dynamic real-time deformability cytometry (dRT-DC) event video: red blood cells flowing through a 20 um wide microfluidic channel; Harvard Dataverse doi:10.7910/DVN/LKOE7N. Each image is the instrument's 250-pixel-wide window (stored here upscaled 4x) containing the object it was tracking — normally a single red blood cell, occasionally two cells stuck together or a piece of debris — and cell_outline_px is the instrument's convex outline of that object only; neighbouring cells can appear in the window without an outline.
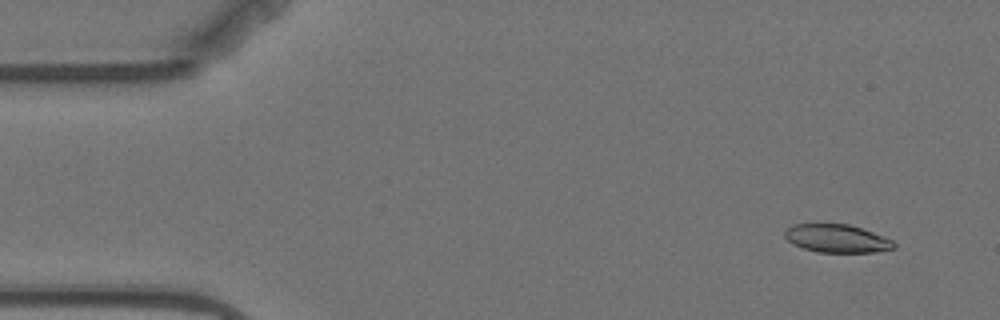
{"species": "Egyptian fruit bat (a non-hibernating species)", "species_latin": "Rousettus aegyptiacus", "temperature_condition": "warm", "stored_images_in_passage": 7, "camera_frame_rate_fps": 3000, "um_per_image_px": 0.085, "animal": {"sex": "female"}, "frame": {"image": 1, "passage_image": 2, "time_ms": 1.0, "image_size_px": [1000, 320], "cell_outline_px": [[896, 248], [872, 252], [816, 252], [792, 244], [784, 236], [784, 232], [792, 224], [848, 224], [884, 236], [892, 240], [896, 244]], "centroid_in_image_um": [71.13, 20.27], "position_along_channel_um": 13.9, "area_um2": 17.8}}
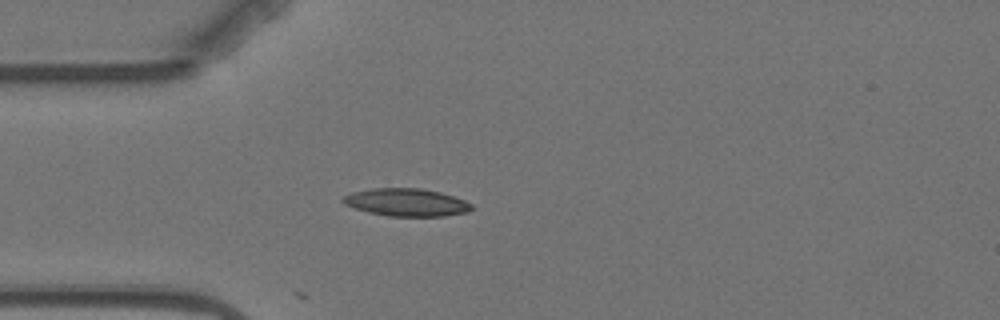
{"frame": {"image": 2, "passage_image": 5, "time_ms": 4.667, "image_size_px": [1000, 320], "cell_outline_px": [[472, 208], [468, 212], [444, 216], [388, 216], [368, 212], [344, 204], [340, 200], [344, 196], [352, 192], [372, 188], [420, 188], [440, 192], [464, 200], [472, 204]], "centroid_in_image_um": [34.53, 17.2], "position_along_channel_um": 50.5, "area_um2": 20.69}}